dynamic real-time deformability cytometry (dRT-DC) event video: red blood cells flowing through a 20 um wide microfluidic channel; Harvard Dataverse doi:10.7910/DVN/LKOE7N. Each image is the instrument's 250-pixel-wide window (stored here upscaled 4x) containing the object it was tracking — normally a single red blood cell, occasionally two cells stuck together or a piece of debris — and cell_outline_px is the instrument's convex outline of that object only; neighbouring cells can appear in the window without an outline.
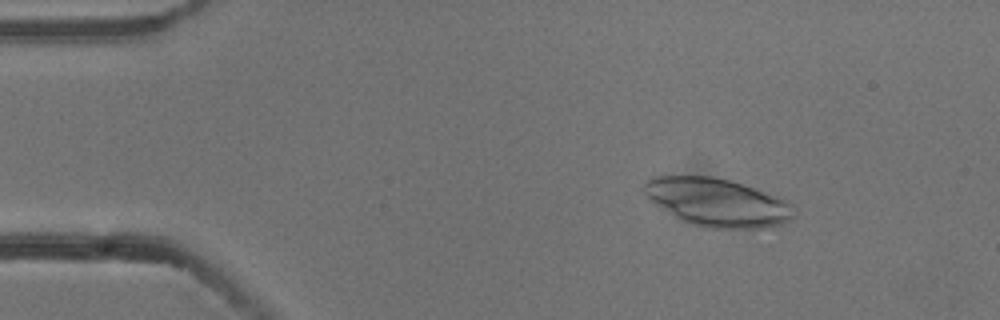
{"species": "common noctule bat (a hibernating species)", "species_latin": "Nyctalus noctula", "temperature_condition": "cold", "stored_images_in_passage": 4, "camera_frame_rate_fps": 3000, "um_per_image_px": 0.085, "animal": {"sex": "male", "body_mass_g": 13.3}, "frame": {"image": 1, "passage_image": 1, "time_ms": 0.0, "image_size_px": [1000, 320], "cell_outline_px": [[792, 216], [788, 220], [780, 224], [760, 228], [704, 228], [688, 224], [680, 220], [656, 204], [644, 192], [644, 184], [652, 176], [712, 176], [744, 184], [776, 196], [792, 204]], "centroid_in_image_um": [60.94, 17.2], "position_along_channel_um": 24.1, "area_um2": 41.56}}